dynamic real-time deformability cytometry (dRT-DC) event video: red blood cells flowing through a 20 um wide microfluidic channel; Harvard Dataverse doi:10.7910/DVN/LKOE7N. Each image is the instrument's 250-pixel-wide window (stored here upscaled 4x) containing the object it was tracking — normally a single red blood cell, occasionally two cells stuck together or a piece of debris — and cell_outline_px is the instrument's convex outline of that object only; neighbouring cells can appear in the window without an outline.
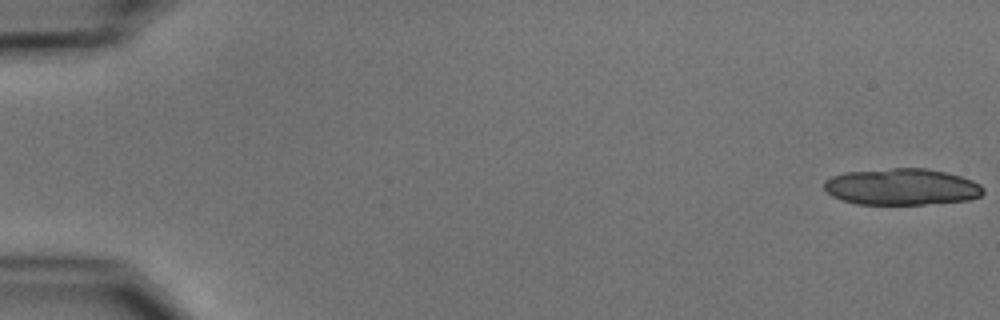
{"species": "common noctule bat (a hibernating species)", "species_latin": "Nyctalus noctula", "temperature_condition": "cold", "stored_images_in_passage": 21, "camera_frame_rate_fps": 3000, "um_per_image_px": 0.085, "animal": {"sex": "male", "body_mass_g": 15.6}, "frame": {"image": 1, "passage_image": 1, "time_ms": 0.0, "image_size_px": [1000, 320], "cell_outline_px": [[984, 192], [980, 196], [968, 200], [924, 204], [856, 204], [832, 196], [824, 188], [824, 180], [832, 176], [844, 172], [892, 168], [924, 168], [944, 172], [960, 176], [972, 180], [980, 184], [984, 188]], "centroid_in_image_um": [76.64, 15.87], "position_along_channel_um": 8.4, "area_um2": 33.81}}